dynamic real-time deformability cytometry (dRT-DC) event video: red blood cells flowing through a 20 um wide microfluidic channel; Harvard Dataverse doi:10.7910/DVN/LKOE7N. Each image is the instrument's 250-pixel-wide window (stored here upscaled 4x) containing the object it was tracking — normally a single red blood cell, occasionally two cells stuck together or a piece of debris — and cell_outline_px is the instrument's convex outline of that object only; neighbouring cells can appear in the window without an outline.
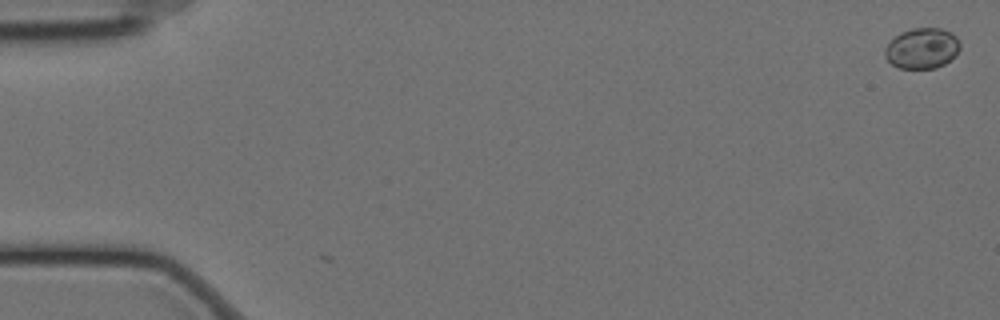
{"species": "Egyptian fruit bat (a non-hibernating species)", "species_latin": "Rousettus aegyptiacus", "temperature_condition": "cold", "stored_images_in_passage": 1, "camera_frame_rate_fps": 3000, "um_per_image_px": 0.085, "animal": {"sex": "female"}, "frame": {"image": 1, "passage_image": 1, "time_ms": 0.0, "image_size_px": [1000, 320], "cell_outline_px": [[960, 48], [944, 64], [936, 68], [900, 68], [892, 64], [884, 56], [884, 48], [900, 32], [912, 28], [940, 28], [952, 32], [956, 36], [960, 44]], "centroid_in_image_um": [78.36, 4.09], "position_along_channel_um": 6.6, "area_um2": 17.63}}